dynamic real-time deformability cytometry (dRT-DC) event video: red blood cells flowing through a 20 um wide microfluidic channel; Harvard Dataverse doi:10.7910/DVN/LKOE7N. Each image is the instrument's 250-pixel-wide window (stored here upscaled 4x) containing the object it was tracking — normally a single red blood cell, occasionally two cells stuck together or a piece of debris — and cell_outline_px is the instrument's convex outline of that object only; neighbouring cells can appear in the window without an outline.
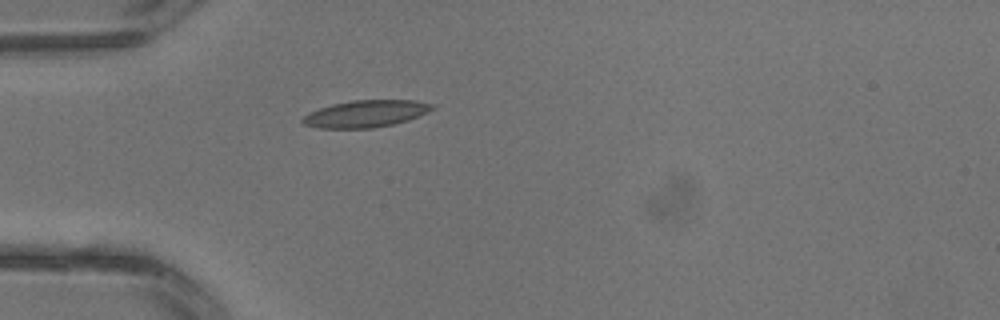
{"species": "common noctule bat (a hibernating species)", "species_latin": "Nyctalus noctula", "temperature_condition": "warm", "stored_images_in_passage": 3, "camera_frame_rate_fps": 3000, "um_per_image_px": 0.085, "animal": {"sex": "male", "body_mass_g": 13.3}, "frame": {"image": 1, "passage_image": 3, "time_ms": 0.667, "image_size_px": [1000, 320], "cell_outline_px": [[436, 108], [408, 120], [392, 124], [372, 128], [320, 128], [304, 124], [300, 120], [308, 112], [332, 104], [352, 100], [416, 100], [436, 104]], "centroid_in_image_um": [31.11, 9.65], "position_along_channel_um": 53.9, "area_um2": 20.4}}